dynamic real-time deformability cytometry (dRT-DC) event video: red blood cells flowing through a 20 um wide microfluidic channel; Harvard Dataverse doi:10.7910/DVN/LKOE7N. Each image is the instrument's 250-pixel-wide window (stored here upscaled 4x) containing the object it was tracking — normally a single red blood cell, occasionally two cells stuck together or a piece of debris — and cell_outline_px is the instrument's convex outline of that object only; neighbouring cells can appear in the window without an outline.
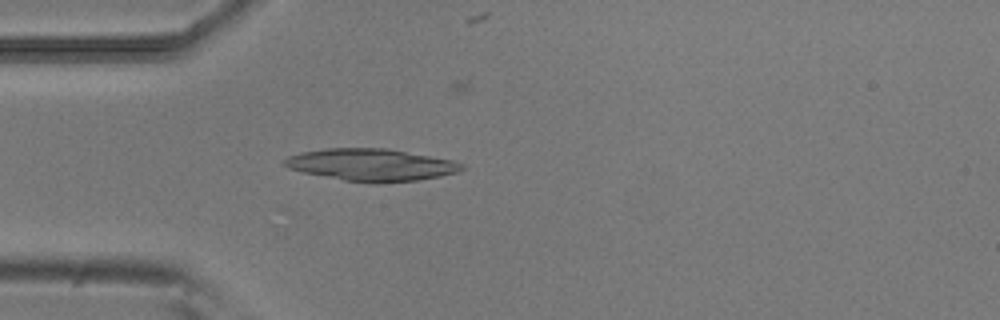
{"species": "common noctule bat (a hibernating species)", "species_latin": "Nyctalus noctula", "temperature_condition": "room temperature", "stored_images_in_passage": 49, "camera_frame_rate_fps": 3000, "um_per_image_px": 0.085, "animal": {"sex": "male", "body_mass_g": 20.5, "forearm_length_mm": 52.5}, "frame": {"image": 1, "passage_image": 14, "time_ms": 4.333, "image_size_px": [1000, 320], "cell_outline_px": [[464, 168], [460, 172], [440, 176], [416, 180], [380, 184], [376, 184], [344, 180], [304, 172], [288, 168], [280, 164], [288, 156], [300, 152], [328, 148], [388, 148], [452, 160], [464, 164]], "centroid_in_image_um": [31.56, 14.01], "position_along_channel_um": 53.4, "area_um2": 33.41}}
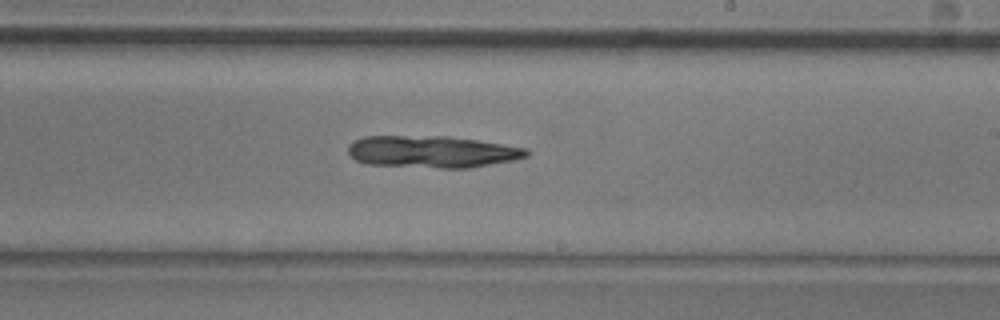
{"frame": {"image": 2, "passage_image": 30, "time_ms": 9.667, "image_size_px": [1000, 320], "cell_outline_px": [[532, 152], [528, 156], [516, 160], [468, 168], [440, 168], [364, 164], [356, 160], [348, 152], [348, 144], [364, 136], [448, 136], [476, 140], [528, 148]], "centroid_in_image_um": [36.76, 12.9], "position_along_channel_um": 252.2, "area_um2": 33.47}}
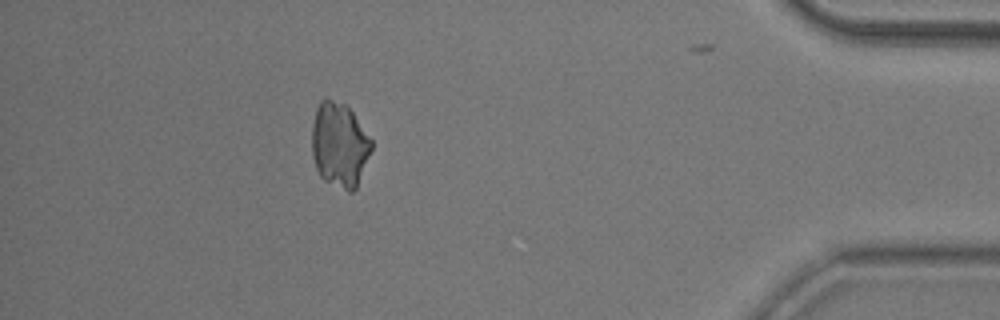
{"frame": {"image": 3, "passage_image": 46, "time_ms": 15.0, "image_size_px": [1000, 320], "cell_outline_px": [[372, 148], [356, 188], [352, 192], [348, 192], [324, 180], [320, 176], [316, 168], [312, 156], [312, 124], [316, 108], [320, 100], [324, 96], [344, 104], [352, 112], [372, 140]], "centroid_in_image_um": [28.83, 12.3], "position_along_channel_um": 406.4, "area_um2": 29.42}}